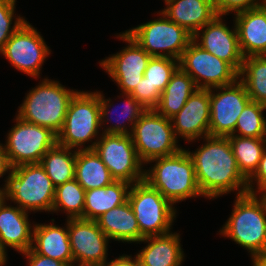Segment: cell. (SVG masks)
<instances>
[{
    "label": "cell",
    "mask_w": 266,
    "mask_h": 266,
    "mask_svg": "<svg viewBox=\"0 0 266 266\" xmlns=\"http://www.w3.org/2000/svg\"><path fill=\"white\" fill-rule=\"evenodd\" d=\"M76 156L77 149L74 151L58 143L43 155L40 165L55 187L74 179Z\"/></svg>",
    "instance_id": "29"
},
{
    "label": "cell",
    "mask_w": 266,
    "mask_h": 266,
    "mask_svg": "<svg viewBox=\"0 0 266 266\" xmlns=\"http://www.w3.org/2000/svg\"><path fill=\"white\" fill-rule=\"evenodd\" d=\"M148 170H144V180L158 190L172 205L187 198L203 196L195 175L194 163L188 150L152 159Z\"/></svg>",
    "instance_id": "2"
},
{
    "label": "cell",
    "mask_w": 266,
    "mask_h": 266,
    "mask_svg": "<svg viewBox=\"0 0 266 266\" xmlns=\"http://www.w3.org/2000/svg\"><path fill=\"white\" fill-rule=\"evenodd\" d=\"M15 3L16 0H0V52L13 33L26 21L23 17H14ZM13 18L16 20L13 21Z\"/></svg>",
    "instance_id": "35"
},
{
    "label": "cell",
    "mask_w": 266,
    "mask_h": 266,
    "mask_svg": "<svg viewBox=\"0 0 266 266\" xmlns=\"http://www.w3.org/2000/svg\"><path fill=\"white\" fill-rule=\"evenodd\" d=\"M12 166L9 162L8 155L5 146L0 143V178L3 177L6 172L11 174ZM4 188H0V193L3 192Z\"/></svg>",
    "instance_id": "40"
},
{
    "label": "cell",
    "mask_w": 266,
    "mask_h": 266,
    "mask_svg": "<svg viewBox=\"0 0 266 266\" xmlns=\"http://www.w3.org/2000/svg\"><path fill=\"white\" fill-rule=\"evenodd\" d=\"M130 94L146 109H155L161 97L158 89L152 88L144 76Z\"/></svg>",
    "instance_id": "36"
},
{
    "label": "cell",
    "mask_w": 266,
    "mask_h": 266,
    "mask_svg": "<svg viewBox=\"0 0 266 266\" xmlns=\"http://www.w3.org/2000/svg\"><path fill=\"white\" fill-rule=\"evenodd\" d=\"M239 79L251 101L266 105V55L244 58Z\"/></svg>",
    "instance_id": "31"
},
{
    "label": "cell",
    "mask_w": 266,
    "mask_h": 266,
    "mask_svg": "<svg viewBox=\"0 0 266 266\" xmlns=\"http://www.w3.org/2000/svg\"><path fill=\"white\" fill-rule=\"evenodd\" d=\"M229 219L219 231L252 256L266 255V210L256 194L235 197Z\"/></svg>",
    "instance_id": "3"
},
{
    "label": "cell",
    "mask_w": 266,
    "mask_h": 266,
    "mask_svg": "<svg viewBox=\"0 0 266 266\" xmlns=\"http://www.w3.org/2000/svg\"><path fill=\"white\" fill-rule=\"evenodd\" d=\"M97 93L99 96L100 119H101L100 124H101V128H102L103 124H106V122L109 121L110 118H111V120L114 119V118H112V116L109 118V115L112 113V111L110 112L109 109L111 108V106L112 107H114V106L111 104L112 101L110 98L105 99L104 95L101 92L97 91ZM122 97H123V99L125 98L126 100H124V102H123L124 108L121 111V115L118 114L117 118L123 117L125 120L122 119L123 122H121V121H119V119L115 118L116 124H112L109 127L107 126L102 131L104 134L131 135L135 123L140 119V116L147 110L131 94L124 93V94H122ZM116 107L120 108L119 106H116ZM117 109H114L113 111L117 112ZM126 120L128 121L127 122L128 126H126V123H125ZM124 123H125V125H124ZM130 126H131V128L128 129V127H130Z\"/></svg>",
    "instance_id": "28"
},
{
    "label": "cell",
    "mask_w": 266,
    "mask_h": 266,
    "mask_svg": "<svg viewBox=\"0 0 266 266\" xmlns=\"http://www.w3.org/2000/svg\"><path fill=\"white\" fill-rule=\"evenodd\" d=\"M32 249L39 255L73 266V255L68 234V219L65 227L52 224H33Z\"/></svg>",
    "instance_id": "22"
},
{
    "label": "cell",
    "mask_w": 266,
    "mask_h": 266,
    "mask_svg": "<svg viewBox=\"0 0 266 266\" xmlns=\"http://www.w3.org/2000/svg\"><path fill=\"white\" fill-rule=\"evenodd\" d=\"M260 193H262V194L260 195ZM255 194L256 195L259 194L261 196V197L259 196L258 198L262 201V203L265 207V210H266V186L260 188Z\"/></svg>",
    "instance_id": "44"
},
{
    "label": "cell",
    "mask_w": 266,
    "mask_h": 266,
    "mask_svg": "<svg viewBox=\"0 0 266 266\" xmlns=\"http://www.w3.org/2000/svg\"><path fill=\"white\" fill-rule=\"evenodd\" d=\"M250 101L251 98L240 79L229 85L210 88L209 136L231 135L239 115Z\"/></svg>",
    "instance_id": "14"
},
{
    "label": "cell",
    "mask_w": 266,
    "mask_h": 266,
    "mask_svg": "<svg viewBox=\"0 0 266 266\" xmlns=\"http://www.w3.org/2000/svg\"><path fill=\"white\" fill-rule=\"evenodd\" d=\"M178 68L179 60L170 57H151L144 77L152 88H157L162 93Z\"/></svg>",
    "instance_id": "34"
},
{
    "label": "cell",
    "mask_w": 266,
    "mask_h": 266,
    "mask_svg": "<svg viewBox=\"0 0 266 266\" xmlns=\"http://www.w3.org/2000/svg\"><path fill=\"white\" fill-rule=\"evenodd\" d=\"M105 266H140V262L137 255L134 258L129 255H122L115 260L107 262Z\"/></svg>",
    "instance_id": "41"
},
{
    "label": "cell",
    "mask_w": 266,
    "mask_h": 266,
    "mask_svg": "<svg viewBox=\"0 0 266 266\" xmlns=\"http://www.w3.org/2000/svg\"><path fill=\"white\" fill-rule=\"evenodd\" d=\"M131 184L114 181L108 186L85 191L83 219L96 221L105 212L128 201Z\"/></svg>",
    "instance_id": "25"
},
{
    "label": "cell",
    "mask_w": 266,
    "mask_h": 266,
    "mask_svg": "<svg viewBox=\"0 0 266 266\" xmlns=\"http://www.w3.org/2000/svg\"><path fill=\"white\" fill-rule=\"evenodd\" d=\"M263 5H266V0H214L215 11L219 16L228 15L230 12L236 15Z\"/></svg>",
    "instance_id": "37"
},
{
    "label": "cell",
    "mask_w": 266,
    "mask_h": 266,
    "mask_svg": "<svg viewBox=\"0 0 266 266\" xmlns=\"http://www.w3.org/2000/svg\"><path fill=\"white\" fill-rule=\"evenodd\" d=\"M241 174L248 180L258 168L266 147V138L227 136Z\"/></svg>",
    "instance_id": "30"
},
{
    "label": "cell",
    "mask_w": 266,
    "mask_h": 266,
    "mask_svg": "<svg viewBox=\"0 0 266 266\" xmlns=\"http://www.w3.org/2000/svg\"><path fill=\"white\" fill-rule=\"evenodd\" d=\"M140 242L148 243L136 254L140 266H181L184 261L179 233L148 236Z\"/></svg>",
    "instance_id": "23"
},
{
    "label": "cell",
    "mask_w": 266,
    "mask_h": 266,
    "mask_svg": "<svg viewBox=\"0 0 266 266\" xmlns=\"http://www.w3.org/2000/svg\"><path fill=\"white\" fill-rule=\"evenodd\" d=\"M137 155L143 164L159 157L178 153V140L172 121L160 115L155 109H147L135 123L131 133Z\"/></svg>",
    "instance_id": "9"
},
{
    "label": "cell",
    "mask_w": 266,
    "mask_h": 266,
    "mask_svg": "<svg viewBox=\"0 0 266 266\" xmlns=\"http://www.w3.org/2000/svg\"><path fill=\"white\" fill-rule=\"evenodd\" d=\"M253 266H266V255L252 256Z\"/></svg>",
    "instance_id": "42"
},
{
    "label": "cell",
    "mask_w": 266,
    "mask_h": 266,
    "mask_svg": "<svg viewBox=\"0 0 266 266\" xmlns=\"http://www.w3.org/2000/svg\"><path fill=\"white\" fill-rule=\"evenodd\" d=\"M76 92L67 89L59 81L45 78L27 93L17 111V117L48 128L58 135L63 127L69 102Z\"/></svg>",
    "instance_id": "4"
},
{
    "label": "cell",
    "mask_w": 266,
    "mask_h": 266,
    "mask_svg": "<svg viewBox=\"0 0 266 266\" xmlns=\"http://www.w3.org/2000/svg\"><path fill=\"white\" fill-rule=\"evenodd\" d=\"M160 18L126 30L151 57H170L179 60L193 40L184 27L169 20L162 11Z\"/></svg>",
    "instance_id": "8"
},
{
    "label": "cell",
    "mask_w": 266,
    "mask_h": 266,
    "mask_svg": "<svg viewBox=\"0 0 266 266\" xmlns=\"http://www.w3.org/2000/svg\"><path fill=\"white\" fill-rule=\"evenodd\" d=\"M50 51L41 34L26 20L6 42L0 54L15 69L36 78L40 76Z\"/></svg>",
    "instance_id": "13"
},
{
    "label": "cell",
    "mask_w": 266,
    "mask_h": 266,
    "mask_svg": "<svg viewBox=\"0 0 266 266\" xmlns=\"http://www.w3.org/2000/svg\"><path fill=\"white\" fill-rule=\"evenodd\" d=\"M5 182L1 195L6 200L26 212H52L56 187L40 163L12 168Z\"/></svg>",
    "instance_id": "5"
},
{
    "label": "cell",
    "mask_w": 266,
    "mask_h": 266,
    "mask_svg": "<svg viewBox=\"0 0 266 266\" xmlns=\"http://www.w3.org/2000/svg\"><path fill=\"white\" fill-rule=\"evenodd\" d=\"M265 109L266 105L250 101L239 115L231 135L266 138V118L263 114Z\"/></svg>",
    "instance_id": "33"
},
{
    "label": "cell",
    "mask_w": 266,
    "mask_h": 266,
    "mask_svg": "<svg viewBox=\"0 0 266 266\" xmlns=\"http://www.w3.org/2000/svg\"><path fill=\"white\" fill-rule=\"evenodd\" d=\"M6 253L7 252L0 241V266H4L6 264V261H7Z\"/></svg>",
    "instance_id": "43"
},
{
    "label": "cell",
    "mask_w": 266,
    "mask_h": 266,
    "mask_svg": "<svg viewBox=\"0 0 266 266\" xmlns=\"http://www.w3.org/2000/svg\"><path fill=\"white\" fill-rule=\"evenodd\" d=\"M179 67L189 74L197 88L210 89L234 83L239 73L227 62L191 41L179 59Z\"/></svg>",
    "instance_id": "12"
},
{
    "label": "cell",
    "mask_w": 266,
    "mask_h": 266,
    "mask_svg": "<svg viewBox=\"0 0 266 266\" xmlns=\"http://www.w3.org/2000/svg\"><path fill=\"white\" fill-rule=\"evenodd\" d=\"M204 145L188 151L194 163L196 181L203 197L214 199L231 191L248 193L247 179L241 174L228 137L206 136Z\"/></svg>",
    "instance_id": "1"
},
{
    "label": "cell",
    "mask_w": 266,
    "mask_h": 266,
    "mask_svg": "<svg viewBox=\"0 0 266 266\" xmlns=\"http://www.w3.org/2000/svg\"><path fill=\"white\" fill-rule=\"evenodd\" d=\"M74 178L85 191L105 187L115 181L93 149L77 150Z\"/></svg>",
    "instance_id": "26"
},
{
    "label": "cell",
    "mask_w": 266,
    "mask_h": 266,
    "mask_svg": "<svg viewBox=\"0 0 266 266\" xmlns=\"http://www.w3.org/2000/svg\"><path fill=\"white\" fill-rule=\"evenodd\" d=\"M68 234L73 266H105L109 238L97 221L82 218L68 219Z\"/></svg>",
    "instance_id": "16"
},
{
    "label": "cell",
    "mask_w": 266,
    "mask_h": 266,
    "mask_svg": "<svg viewBox=\"0 0 266 266\" xmlns=\"http://www.w3.org/2000/svg\"><path fill=\"white\" fill-rule=\"evenodd\" d=\"M16 124L8 132L4 144L12 168L40 163L43 155L57 143L50 129L15 117Z\"/></svg>",
    "instance_id": "11"
},
{
    "label": "cell",
    "mask_w": 266,
    "mask_h": 266,
    "mask_svg": "<svg viewBox=\"0 0 266 266\" xmlns=\"http://www.w3.org/2000/svg\"><path fill=\"white\" fill-rule=\"evenodd\" d=\"M128 202L144 237L170 233L177 211L145 180L131 185Z\"/></svg>",
    "instance_id": "7"
},
{
    "label": "cell",
    "mask_w": 266,
    "mask_h": 266,
    "mask_svg": "<svg viewBox=\"0 0 266 266\" xmlns=\"http://www.w3.org/2000/svg\"><path fill=\"white\" fill-rule=\"evenodd\" d=\"M234 21L244 58L266 55V5L240 12Z\"/></svg>",
    "instance_id": "20"
},
{
    "label": "cell",
    "mask_w": 266,
    "mask_h": 266,
    "mask_svg": "<svg viewBox=\"0 0 266 266\" xmlns=\"http://www.w3.org/2000/svg\"><path fill=\"white\" fill-rule=\"evenodd\" d=\"M96 221L109 239L139 243L144 238L128 201L105 212Z\"/></svg>",
    "instance_id": "24"
},
{
    "label": "cell",
    "mask_w": 266,
    "mask_h": 266,
    "mask_svg": "<svg viewBox=\"0 0 266 266\" xmlns=\"http://www.w3.org/2000/svg\"><path fill=\"white\" fill-rule=\"evenodd\" d=\"M84 147L96 152L115 181L132 185L144 180L143 163L137 155L131 135L102 133L95 142Z\"/></svg>",
    "instance_id": "10"
},
{
    "label": "cell",
    "mask_w": 266,
    "mask_h": 266,
    "mask_svg": "<svg viewBox=\"0 0 266 266\" xmlns=\"http://www.w3.org/2000/svg\"><path fill=\"white\" fill-rule=\"evenodd\" d=\"M196 89L193 78L179 67L161 93L155 110L160 115L171 119L182 109Z\"/></svg>",
    "instance_id": "27"
},
{
    "label": "cell",
    "mask_w": 266,
    "mask_h": 266,
    "mask_svg": "<svg viewBox=\"0 0 266 266\" xmlns=\"http://www.w3.org/2000/svg\"><path fill=\"white\" fill-rule=\"evenodd\" d=\"M100 103L96 92L77 91L71 98L57 143L82 150L85 143L96 138L101 130Z\"/></svg>",
    "instance_id": "6"
},
{
    "label": "cell",
    "mask_w": 266,
    "mask_h": 266,
    "mask_svg": "<svg viewBox=\"0 0 266 266\" xmlns=\"http://www.w3.org/2000/svg\"><path fill=\"white\" fill-rule=\"evenodd\" d=\"M85 190L74 178L55 189L52 212L66 211L67 219H83Z\"/></svg>",
    "instance_id": "32"
},
{
    "label": "cell",
    "mask_w": 266,
    "mask_h": 266,
    "mask_svg": "<svg viewBox=\"0 0 266 266\" xmlns=\"http://www.w3.org/2000/svg\"><path fill=\"white\" fill-rule=\"evenodd\" d=\"M222 18L216 15L208 24L200 28L192 39L202 49L229 63L240 73L244 56L240 49L236 26L230 30Z\"/></svg>",
    "instance_id": "17"
},
{
    "label": "cell",
    "mask_w": 266,
    "mask_h": 266,
    "mask_svg": "<svg viewBox=\"0 0 266 266\" xmlns=\"http://www.w3.org/2000/svg\"><path fill=\"white\" fill-rule=\"evenodd\" d=\"M255 183L257 189H254ZM247 184L248 193L252 194H255L260 188L266 186V147L259 162L258 168L256 169L255 173L247 180Z\"/></svg>",
    "instance_id": "38"
},
{
    "label": "cell",
    "mask_w": 266,
    "mask_h": 266,
    "mask_svg": "<svg viewBox=\"0 0 266 266\" xmlns=\"http://www.w3.org/2000/svg\"><path fill=\"white\" fill-rule=\"evenodd\" d=\"M6 198L0 195V241L6 247L18 253L26 252L32 247L33 228L28 213L16 206L6 205Z\"/></svg>",
    "instance_id": "19"
},
{
    "label": "cell",
    "mask_w": 266,
    "mask_h": 266,
    "mask_svg": "<svg viewBox=\"0 0 266 266\" xmlns=\"http://www.w3.org/2000/svg\"><path fill=\"white\" fill-rule=\"evenodd\" d=\"M21 254H24L28 259L29 266H68L66 263L59 260L37 254L32 248Z\"/></svg>",
    "instance_id": "39"
},
{
    "label": "cell",
    "mask_w": 266,
    "mask_h": 266,
    "mask_svg": "<svg viewBox=\"0 0 266 266\" xmlns=\"http://www.w3.org/2000/svg\"><path fill=\"white\" fill-rule=\"evenodd\" d=\"M118 37L128 46L99 63L120 87L122 94H130L144 76L151 56L126 32Z\"/></svg>",
    "instance_id": "15"
},
{
    "label": "cell",
    "mask_w": 266,
    "mask_h": 266,
    "mask_svg": "<svg viewBox=\"0 0 266 266\" xmlns=\"http://www.w3.org/2000/svg\"><path fill=\"white\" fill-rule=\"evenodd\" d=\"M171 121L177 140L193 142L209 136L210 89L197 88Z\"/></svg>",
    "instance_id": "18"
},
{
    "label": "cell",
    "mask_w": 266,
    "mask_h": 266,
    "mask_svg": "<svg viewBox=\"0 0 266 266\" xmlns=\"http://www.w3.org/2000/svg\"><path fill=\"white\" fill-rule=\"evenodd\" d=\"M166 8L162 10L171 21L184 27L194 35L208 24L217 14L214 0H164Z\"/></svg>",
    "instance_id": "21"
}]
</instances>
